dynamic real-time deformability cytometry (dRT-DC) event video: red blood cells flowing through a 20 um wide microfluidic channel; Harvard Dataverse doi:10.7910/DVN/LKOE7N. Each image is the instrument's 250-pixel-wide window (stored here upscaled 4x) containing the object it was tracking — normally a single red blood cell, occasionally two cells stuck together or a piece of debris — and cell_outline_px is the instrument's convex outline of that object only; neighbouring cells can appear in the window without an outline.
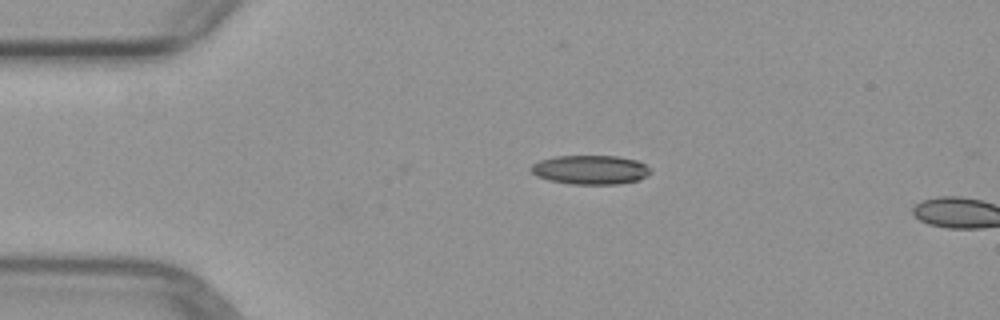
{"species": "common noctule bat (a hibernating species)", "species_latin": "Nyctalus noctula", "temperature_condition": "warm", "stored_images_in_passage": 4, "camera_frame_rate_fps": 3000, "um_per_image_px": 0.085, "animal": {"sex": "female", "body_mass_g": 29.2, "forearm_length_mm": 56.3}, "frame": {"image": 1, "passage_image": 4, "time_ms": 3.667, "image_size_px": [1000, 320], "cell_outline_px": [[652, 172], [648, 176], [640, 180], [620, 184], [572, 184], [548, 180], [536, 176], [528, 168], [532, 164], [540, 160], [556, 156], [616, 156], [636, 160], [644, 164]], "centroid_in_image_um": [50.18, 14.44], "position_along_channel_um": 34.8, "area_um2": 20.4}}